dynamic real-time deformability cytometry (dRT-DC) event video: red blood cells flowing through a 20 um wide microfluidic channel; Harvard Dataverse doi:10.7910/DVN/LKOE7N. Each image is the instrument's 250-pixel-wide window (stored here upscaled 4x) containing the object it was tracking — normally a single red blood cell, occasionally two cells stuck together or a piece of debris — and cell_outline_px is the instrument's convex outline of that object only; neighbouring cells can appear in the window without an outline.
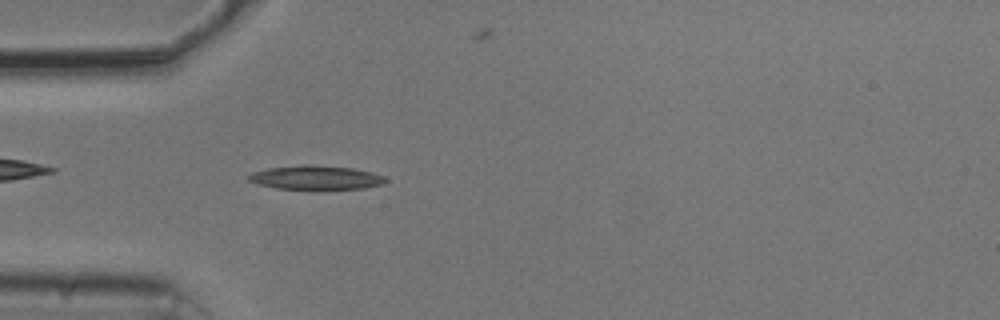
{"species": "common noctule bat (a hibernating species)", "species_latin": "Nyctalus noctula", "temperature_condition": "cold", "stored_images_in_passage": 41, "camera_frame_rate_fps": 3000, "um_per_image_px": 0.085, "animal": {"sex": "male", "body_mass_g": 20.5, "forearm_length_mm": 52.5}, "frame": {"image": 1, "passage_image": 3, "time_ms": 0.667, "image_size_px": [1000, 320], "cell_outline_px": [[388, 180], [384, 184], [364, 188], [276, 188], [256, 184], [248, 180], [248, 176], [252, 172], [268, 168], [300, 164], [308, 164], [352, 168], [372, 172], [384, 176]], "centroid_in_image_um": [26.84, 15.07], "position_along_channel_um": 58.2, "area_um2": 18.96}}
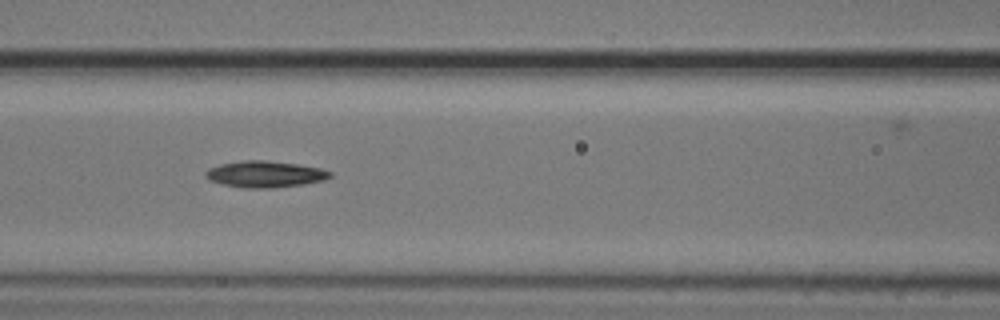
{"frame": {"image": 2, "passage_image": 10, "time_ms": 3.0, "image_size_px": [1000, 320], "cell_outline_px": [[332, 176], [324, 180], [304, 184], [272, 188], [244, 188], [224, 184], [208, 180], [204, 176], [204, 172], [208, 168], [220, 164], [244, 160], [264, 160], [296, 164], [320, 168], [332, 172]], "centroid_in_image_um": [22.5, 14.8], "position_along_channel_um": 144.1, "area_um2": 19.19}}
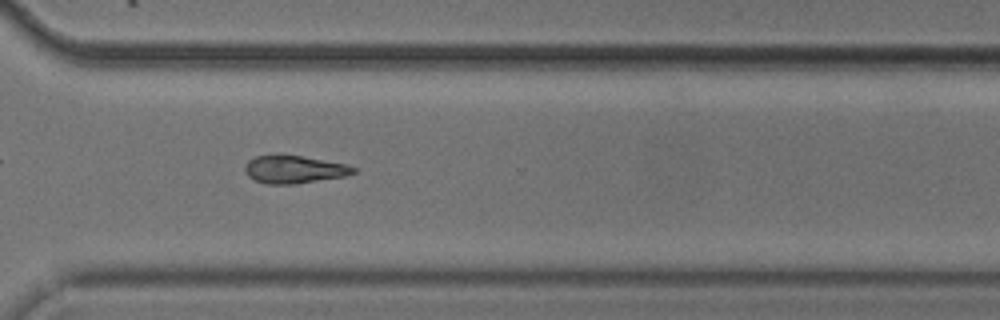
{"frame": {"image": 3, "passage_image": 26, "time_ms": 8.333, "image_size_px": [1000, 320], "cell_outline_px": [[356, 172], [344, 176], [296, 184], [268, 184], [256, 180], [248, 176], [244, 168], [248, 160], [256, 156], [272, 152], [300, 156], [348, 164], [356, 168]], "centroid_in_image_um": [24.97, 14.37], "position_along_channel_um": 345.6, "area_um2": 17.86}, "authors_computed_cell_mechanics": {"area_um2": 18.0914, "velocity_mm_per_s": 3.7841, "shape_relaxation_time_tau1_ms": 6.2048, "shape_relaxation_time_tau2_ms": null, "deformation_change_tau1": 0.132, "deformation_change_tau2": null}}